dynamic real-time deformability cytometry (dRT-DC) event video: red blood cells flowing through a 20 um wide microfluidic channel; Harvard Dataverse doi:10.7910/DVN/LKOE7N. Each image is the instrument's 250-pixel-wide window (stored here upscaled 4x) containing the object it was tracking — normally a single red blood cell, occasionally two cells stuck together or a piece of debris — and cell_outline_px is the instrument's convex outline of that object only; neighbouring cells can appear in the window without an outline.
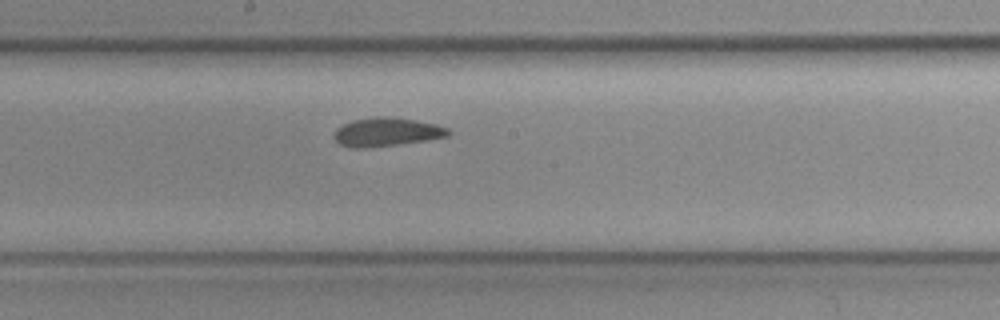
{"species": "common noctule bat (a hibernating species)", "species_latin": "Nyctalus noctula", "temperature_condition": "cold", "stored_images_in_passage": 8, "camera_frame_rate_fps": 3000, "um_per_image_px": 0.085, "animal": {"sex": "female", "body_mass_g": 19.3, "forearm_length_mm": 54.1}, "frame": {"image": 1, "passage_image": 8, "time_ms": 2.333, "image_size_px": [1000, 320], "cell_outline_px": [[452, 132], [448, 136], [428, 140], [364, 148], [348, 148], [340, 144], [332, 136], [336, 128], [352, 120], [376, 116], [388, 116], [416, 120], [436, 124], [448, 128]], "centroid_in_image_um": [32.85, 11.21], "position_along_channel_um": 215.4, "area_um2": 19.19}}